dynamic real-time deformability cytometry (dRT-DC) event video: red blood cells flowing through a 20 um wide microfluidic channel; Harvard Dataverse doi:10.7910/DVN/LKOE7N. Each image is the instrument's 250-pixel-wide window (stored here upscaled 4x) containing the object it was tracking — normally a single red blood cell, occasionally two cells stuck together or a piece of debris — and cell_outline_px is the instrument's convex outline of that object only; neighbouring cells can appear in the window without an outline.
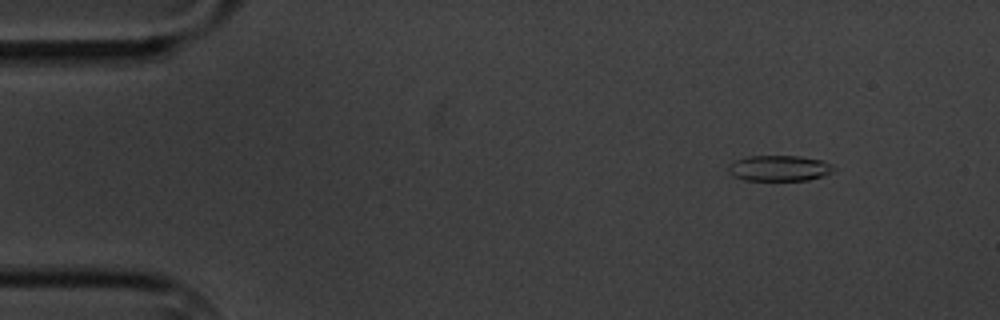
{"species": "common noctule bat (a hibernating species)", "species_latin": "Nyctalus noctula", "temperature_condition": "cold", "stored_images_in_passage": 5, "camera_frame_rate_fps": 3000, "um_per_image_px": 0.085, "animal": {"sex": "male", "body_mass_g": 20.1, "forearm_length_mm": 53.5}, "frame": {"image": 1, "passage_image": 2, "time_ms": 1.333, "image_size_px": [1000, 320], "cell_outline_px": [[836, 168], [832, 172], [824, 176], [808, 180], [744, 180], [732, 176], [728, 172], [728, 164], [736, 160], [748, 156], [800, 156], [824, 160], [832, 164]], "centroid_in_image_um": [66.25, 14.29], "position_along_channel_um": 18.7, "area_um2": 16.01}}
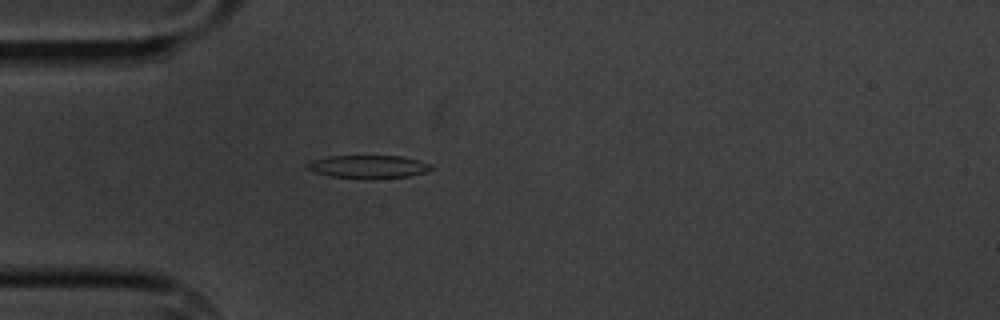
{"frame": {"image": 2, "passage_image": 5, "time_ms": 4.667, "image_size_px": [1000, 320], "cell_outline_px": [[432, 168], [424, 172], [408, 176], [372, 180], [364, 180], [332, 176], [312, 172], [304, 164], [312, 160], [328, 156], [400, 156], [420, 160], [432, 164]], "centroid_in_image_um": [31.28, 14.18], "position_along_channel_um": 53.7, "area_um2": 16.99}}